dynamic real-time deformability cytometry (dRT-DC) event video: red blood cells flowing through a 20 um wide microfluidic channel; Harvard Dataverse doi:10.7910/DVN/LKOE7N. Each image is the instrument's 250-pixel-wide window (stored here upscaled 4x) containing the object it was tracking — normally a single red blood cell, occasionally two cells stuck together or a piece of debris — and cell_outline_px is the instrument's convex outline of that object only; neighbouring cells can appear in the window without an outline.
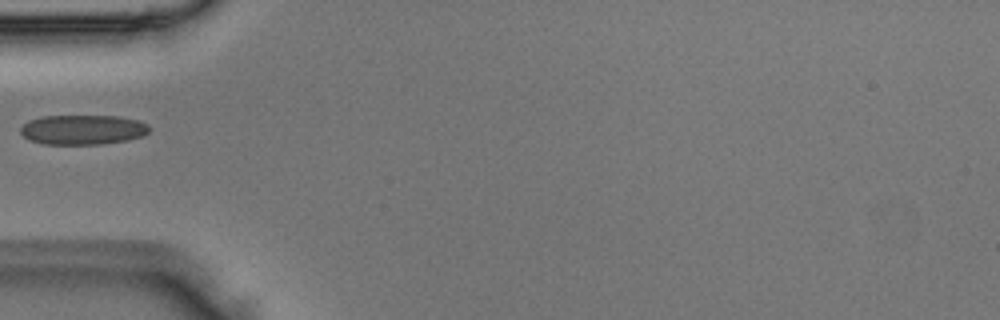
{"species": "Egyptian fruit bat (a non-hibernating species)", "species_latin": "Rousettus aegyptiacus", "temperature_condition": "room temperature", "stored_images_in_passage": 2, "camera_frame_rate_fps": 3000, "um_per_image_px": 0.085, "animal": {"sex": "male"}, "frame": {"image": 1, "passage_image": 1, "time_ms": 0.0, "image_size_px": [1000, 320], "cell_outline_px": [[152, 128], [148, 132], [140, 136], [128, 140], [100, 144], [44, 144], [28, 140], [20, 132], [20, 128], [28, 120], [40, 116], [120, 116], [140, 120], [148, 124]], "centroid_in_image_um": [7.04, 11.01], "position_along_channel_um": 78.0, "area_um2": 22.54}}
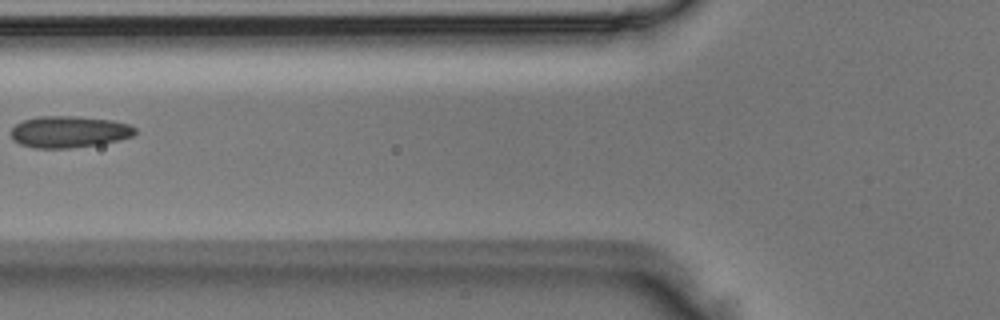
{"frame": {"image": 2, "passage_image": 2, "time_ms": 0.333, "image_size_px": [1000, 320], "cell_outline_px": [[136, 132], [132, 136], [100, 144], [68, 148], [32, 148], [20, 144], [12, 140], [12, 128], [16, 124], [24, 120], [40, 116], [72, 116], [112, 120], [128, 124], [136, 128]], "centroid_in_image_um": [5.84, 11.2], "position_along_channel_um": 120.0, "area_um2": 22.72}}